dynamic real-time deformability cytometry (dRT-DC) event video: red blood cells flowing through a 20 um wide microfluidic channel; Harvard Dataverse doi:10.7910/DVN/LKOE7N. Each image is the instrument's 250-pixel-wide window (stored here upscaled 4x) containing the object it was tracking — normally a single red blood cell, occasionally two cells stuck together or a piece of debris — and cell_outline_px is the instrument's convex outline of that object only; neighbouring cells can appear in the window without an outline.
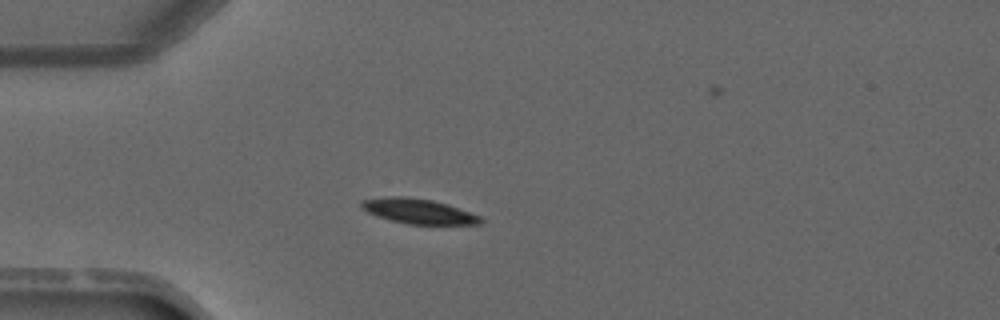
{"species": "common noctule bat (a hibernating species)", "species_latin": "Nyctalus noctula", "temperature_condition": "warm", "stored_images_in_passage": 2, "camera_frame_rate_fps": 3000, "um_per_image_px": 0.085, "animal": {"sex": "male", "forearm_length_mm": 52.5}, "frame": {"image": 1, "passage_image": 2, "time_ms": 1.0, "image_size_px": [1000, 320], "cell_outline_px": [[484, 220], [480, 224], [408, 224], [376, 216], [368, 212], [360, 204], [364, 200], [388, 196], [400, 196], [432, 200], [448, 204], [480, 216]], "centroid_in_image_um": [35.6, 17.96], "position_along_channel_um": 49.4, "area_um2": 17.05}}